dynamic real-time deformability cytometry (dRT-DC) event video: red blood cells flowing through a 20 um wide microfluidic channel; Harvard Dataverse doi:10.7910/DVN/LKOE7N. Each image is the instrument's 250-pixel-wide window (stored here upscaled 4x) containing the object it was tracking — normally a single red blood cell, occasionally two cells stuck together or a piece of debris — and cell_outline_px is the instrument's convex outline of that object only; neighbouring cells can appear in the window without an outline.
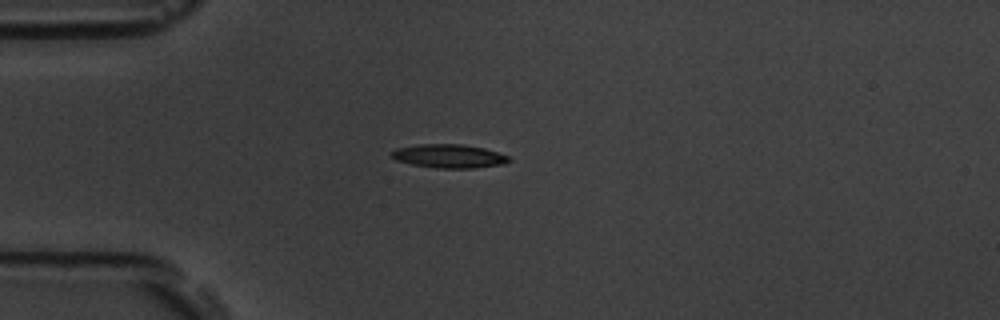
{"species": "common noctule bat (a hibernating species)", "species_latin": "Nyctalus noctula", "temperature_condition": "room temperature", "stored_images_in_passage": 45, "camera_frame_rate_fps": 3000, "um_per_image_px": 0.085, "animal": {"sex": "male", "body_mass_g": 19.5, "forearm_length_mm": 54.6}, "frame": {"image": 1, "passage_image": 3, "time_ms": 0.667, "image_size_px": [1000, 320], "cell_outline_px": [[512, 160], [504, 164], [472, 168], [436, 168], [412, 164], [396, 160], [388, 152], [396, 148], [420, 144], [460, 144], [484, 148], [508, 156]], "centroid_in_image_um": [38.14, 13.27], "position_along_channel_um": 46.9, "area_um2": 16.13}}
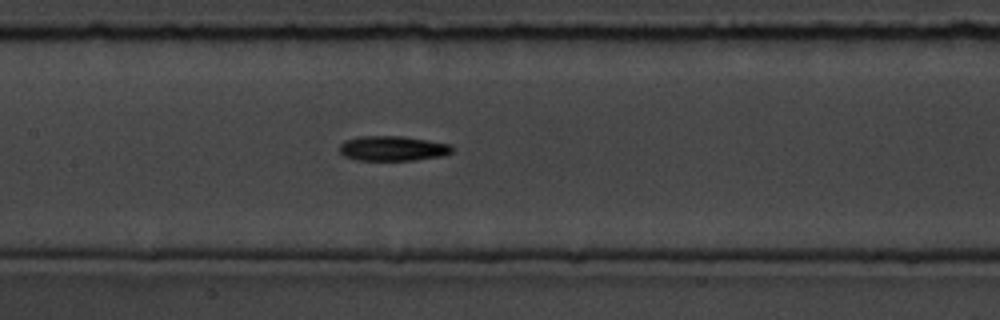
{"frame": {"image": 2, "passage_image": 15, "time_ms": 4.667, "image_size_px": [1000, 320], "cell_outline_px": [[452, 152], [444, 156], [416, 160], [356, 160], [344, 156], [340, 152], [340, 144], [344, 140], [360, 136], [400, 136], [428, 140], [448, 144], [452, 148]], "centroid_in_image_um": [33.36, 12.62], "position_along_channel_um": 174.0, "area_um2": 16.36}}
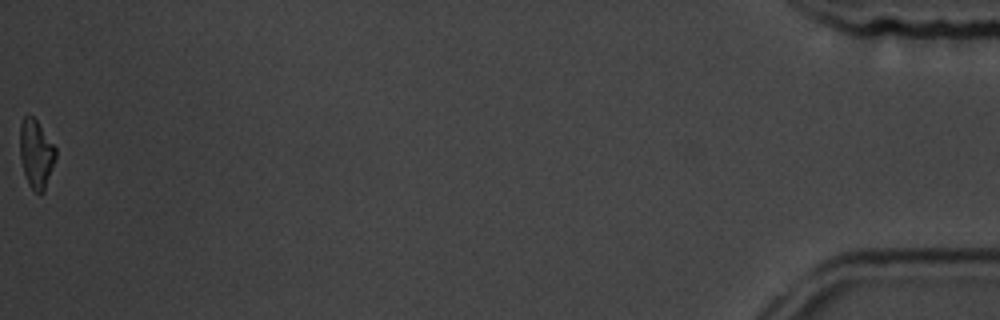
{"frame": {"image": 3, "passage_image": 45, "time_ms": 14.667, "image_size_px": [1000, 320], "cell_outline_px": [[56, 156], [44, 192], [40, 196], [28, 184], [24, 172], [20, 156], [20, 124], [24, 116], [28, 112], [36, 120], [56, 148]], "centroid_in_image_um": [3.06, 13.07], "position_along_channel_um": 432.1, "area_um2": 14.22}, "authors_computed_cell_mechanics": {"area_um2": 15.6638, "velocity_mm_per_s": 3.603, "shape_relaxation_time_tau1_ms": 2.634, "shape_relaxation_time_tau2_ms": null, "deformation_change_tau1": 0.129, "deformation_change_tau2": null}}